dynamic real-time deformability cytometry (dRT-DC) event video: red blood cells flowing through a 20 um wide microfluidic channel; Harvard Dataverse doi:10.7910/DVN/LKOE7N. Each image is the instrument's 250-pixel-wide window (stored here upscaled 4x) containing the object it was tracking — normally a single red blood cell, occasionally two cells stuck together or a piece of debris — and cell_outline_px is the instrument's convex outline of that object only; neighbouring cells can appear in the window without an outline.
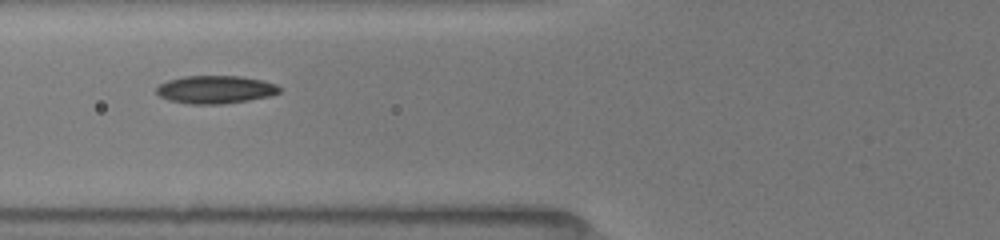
{"species": "common noctule bat (a hibernating species)", "species_latin": "Nyctalus noctula", "temperature_condition": "room temperature", "stored_images_in_passage": 6, "camera_frame_rate_fps": 3000, "um_per_image_px": 0.085, "animal": {"sex": "female", "body_mass_g": 19.5, "forearm_length_mm": 54.1}, "frame": {"image": 1, "passage_image": 4, "time_ms": 4.0, "image_size_px": [1000, 240], "cell_outline_px": [[280, 92], [272, 96], [224, 104], [188, 104], [168, 100], [160, 96], [156, 92], [156, 88], [160, 84], [168, 80], [184, 76], [240, 76], [264, 80], [276, 84], [280, 88]], "centroid_in_image_um": [18.32, 7.61], "position_along_channel_um": 107.5, "area_um2": 20.17}}
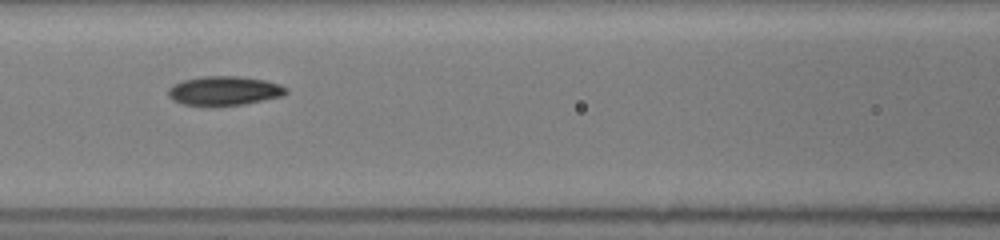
{"frame": {"image": 2, "passage_image": 5, "time_ms": 5.0, "image_size_px": [1000, 240], "cell_outline_px": [[288, 92], [284, 96], [244, 104], [184, 104], [172, 100], [168, 96], [168, 88], [172, 84], [184, 80], [200, 76], [236, 76], [264, 80], [280, 84], [288, 88]], "centroid_in_image_um": [19.08, 7.69], "position_along_channel_um": 147.5, "area_um2": 19.77}}